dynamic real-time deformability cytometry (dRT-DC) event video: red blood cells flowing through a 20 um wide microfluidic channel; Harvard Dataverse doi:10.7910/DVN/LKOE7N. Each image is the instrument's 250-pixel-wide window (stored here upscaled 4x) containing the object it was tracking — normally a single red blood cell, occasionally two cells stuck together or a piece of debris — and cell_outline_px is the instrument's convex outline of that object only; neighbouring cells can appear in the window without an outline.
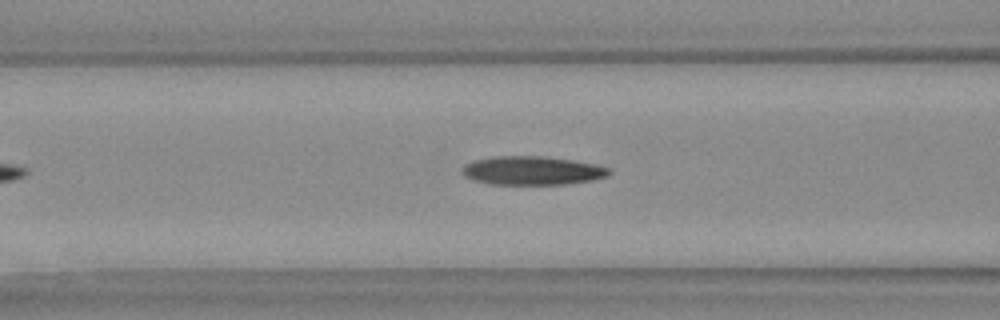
{"species": "Egyptian fruit bat (a non-hibernating species)", "species_latin": "Rousettus aegyptiacus", "temperature_condition": "warm", "stored_images_in_passage": 27, "camera_frame_rate_fps": 3000, "um_per_image_px": 0.085, "animal": {"sex": "female"}, "frame": {"image": 1, "passage_image": 5, "time_ms": 1.333, "image_size_px": [1000, 320], "cell_outline_px": [[612, 172], [608, 176], [592, 180], [564, 184], [492, 184], [472, 180], [464, 176], [460, 172], [464, 164], [472, 160], [492, 156], [544, 156], [572, 160], [596, 164], [612, 168]], "centroid_in_image_um": [45.22, 14.49], "position_along_channel_um": 121.4, "area_um2": 24.85}}
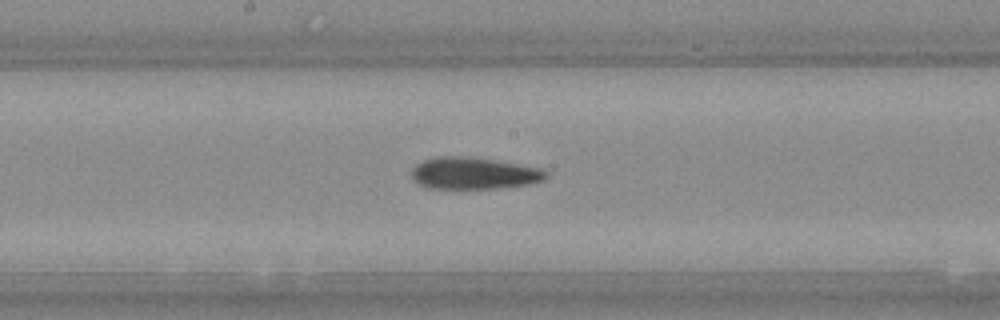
{"frame": {"image": 2, "passage_image": 12, "time_ms": 3.667, "image_size_px": [1000, 320], "cell_outline_px": [[548, 176], [544, 180], [532, 184], [500, 188], [428, 188], [416, 184], [412, 180], [412, 168], [416, 164], [424, 160], [444, 156], [464, 156], [492, 160], [540, 168], [548, 172]], "centroid_in_image_um": [40.27, 14.74], "position_along_channel_um": 207.9, "area_um2": 24.91}}